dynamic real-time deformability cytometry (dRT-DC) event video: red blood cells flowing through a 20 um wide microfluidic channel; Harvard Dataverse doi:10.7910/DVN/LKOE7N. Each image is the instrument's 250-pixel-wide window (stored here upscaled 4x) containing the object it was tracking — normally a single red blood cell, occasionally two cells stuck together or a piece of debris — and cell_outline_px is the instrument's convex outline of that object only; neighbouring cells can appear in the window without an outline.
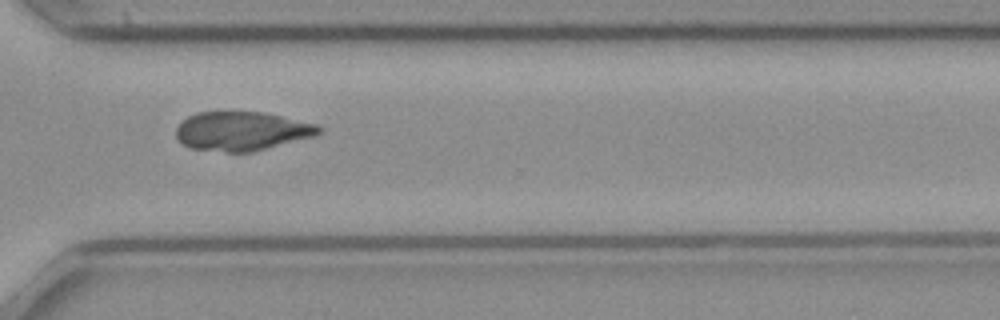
{"species": "common noctule bat (a hibernating species)", "species_latin": "Nyctalus noctula", "temperature_condition": "cold", "stored_images_in_passage": 38, "camera_frame_rate_fps": 3000, "um_per_image_px": 0.085, "animal": {"sex": "female", "body_mass_g": 21.9}, "frame": {"image": 1, "passage_image": 24, "time_ms": 7.667, "image_size_px": [1000, 320], "cell_outline_px": [[324, 132], [316, 136], [252, 152], [228, 152], [188, 148], [176, 136], [176, 128], [188, 116], [196, 112], [264, 112], [316, 124], [324, 128]], "centroid_in_image_um": [20.6, 11.15], "position_along_channel_um": 350.0, "area_um2": 32.54}}
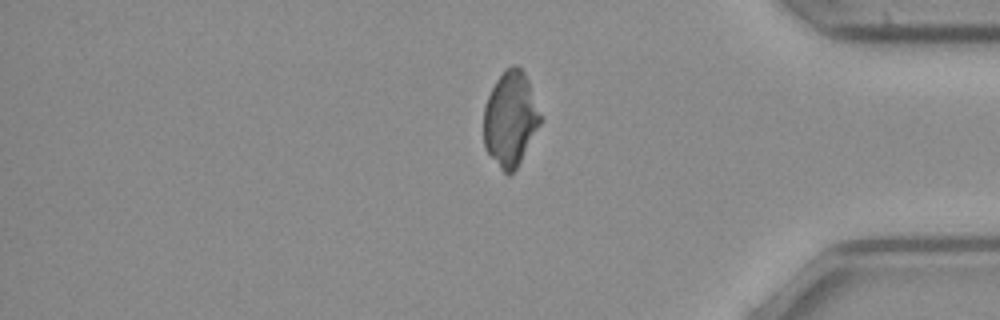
{"frame": {"image": 2, "passage_image": 29, "time_ms": 9.333, "image_size_px": [1000, 320], "cell_outline_px": [[544, 120], [516, 168], [508, 176], [500, 168], [488, 152], [484, 144], [484, 108], [488, 96], [496, 80], [512, 64], [516, 64], [524, 72], [528, 80]], "centroid_in_image_um": [43.41, 10.1], "position_along_channel_um": 391.8, "area_um2": 31.27}}
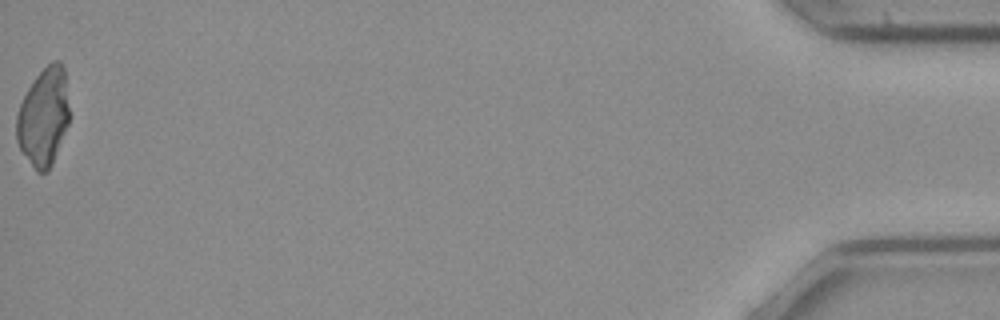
{"frame": {"image": 3, "passage_image": 38, "time_ms": 12.333, "image_size_px": [1000, 320], "cell_outline_px": [[68, 124], [52, 164], [48, 172], [36, 172], [20, 148], [16, 140], [16, 116], [20, 104], [28, 88], [36, 76], [52, 60], [60, 60], [64, 68], [68, 108]], "centroid_in_image_um": [3.69, 9.95], "position_along_channel_um": 431.5, "area_um2": 29.88}}